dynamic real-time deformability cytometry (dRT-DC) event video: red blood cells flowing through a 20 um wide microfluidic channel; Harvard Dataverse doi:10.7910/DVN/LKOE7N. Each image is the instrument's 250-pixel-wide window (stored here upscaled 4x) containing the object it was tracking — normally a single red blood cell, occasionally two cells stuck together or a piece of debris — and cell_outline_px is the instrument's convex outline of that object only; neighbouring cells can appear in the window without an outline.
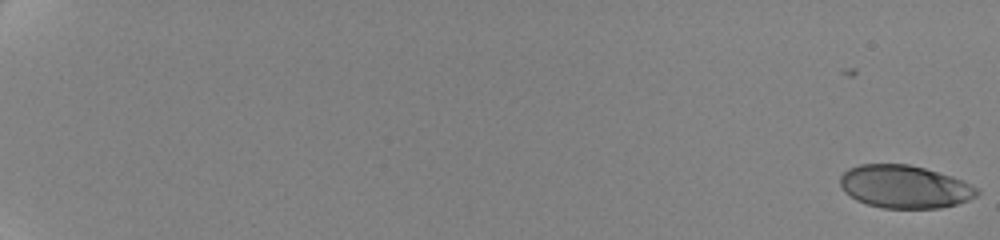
{"species": "human", "species_latin": "Homo sapiens", "temperature_condition": "cold", "stored_images_in_passage": 52, "camera_frame_rate_fps": 3000, "um_per_image_px": 0.085, "donor": {"sex": "female"}, "frame": {"image": 1, "passage_image": 1, "time_ms": 0.0, "image_size_px": [1000, 240], "cell_outline_px": [[980, 192], [976, 196], [968, 200], [956, 204], [940, 208], [880, 208], [856, 200], [844, 192], [840, 184], [840, 176], [848, 168], [860, 164], [908, 164], [924, 168], [952, 176], [976, 188]], "centroid_in_image_um": [76.85, 15.87], "position_along_channel_um": 8.1, "area_um2": 34.1}}
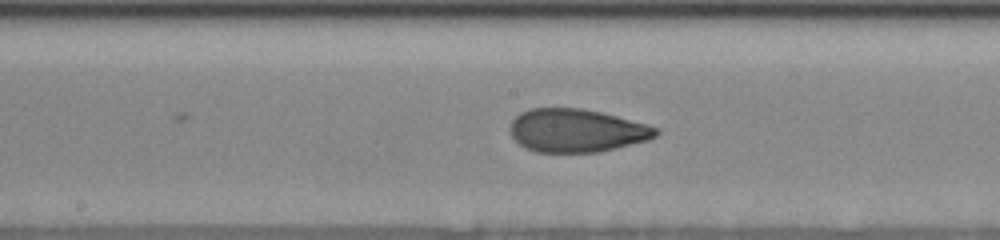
{"frame": {"image": 2, "passage_image": 27, "time_ms": 12.0, "image_size_px": [1000, 240], "cell_outline_px": [[660, 132], [656, 136], [648, 140], [600, 152], [536, 152], [520, 144], [512, 136], [508, 128], [512, 120], [520, 112], [532, 108], [580, 108], [600, 112], [648, 124], [660, 128]], "centroid_in_image_um": [49.02, 11.09], "position_along_channel_um": 199.2, "area_um2": 36.76}}
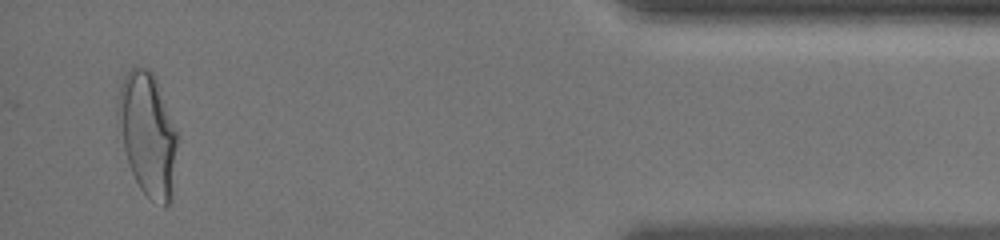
{"frame": {"image": 3, "passage_image": 51, "time_ms": 19.667, "image_size_px": [1000, 240], "cell_outline_px": [[180, 136], [172, 200], [164, 208], [148, 196], [140, 188], [132, 172], [116, 124], [116, 104], [120, 88], [124, 76], [132, 68], [144, 68], [152, 72], [156, 76]], "centroid_in_image_um": [12.6, 11.41], "position_along_channel_um": 422.6, "area_um2": 43.7}, "authors_computed_cell_mechanics": {"area_um2": 36.9631, "velocity_mm_per_s": 3.5168, "shape_relaxation_time_tau1_ms": 4.8675, "shape_relaxation_time_tau2_ms": 1.0234, "deformation_change_tau1": 0.1581, "deformation_change_tau2": 0.0504}}